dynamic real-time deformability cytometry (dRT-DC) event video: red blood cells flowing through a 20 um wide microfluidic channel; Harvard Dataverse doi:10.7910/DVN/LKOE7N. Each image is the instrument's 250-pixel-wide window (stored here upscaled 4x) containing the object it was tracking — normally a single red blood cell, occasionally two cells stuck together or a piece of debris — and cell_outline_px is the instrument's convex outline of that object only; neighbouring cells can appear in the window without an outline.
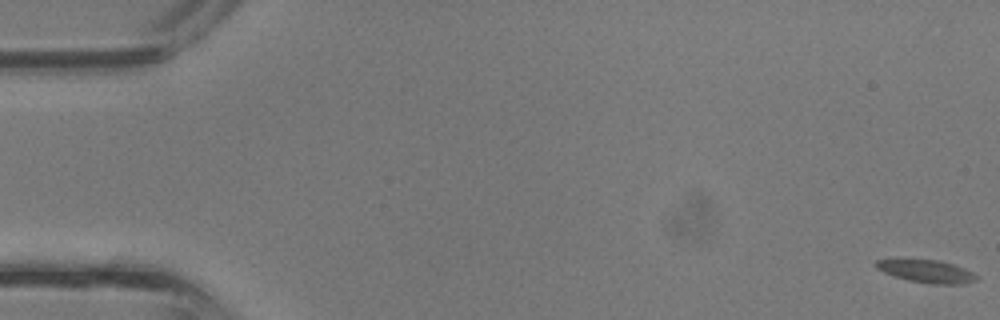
{"species": "common noctule bat (a hibernating species)", "species_latin": "Nyctalus noctula", "temperature_condition": "room temperature", "stored_images_in_passage": 40, "camera_frame_rate_fps": 3000, "um_per_image_px": 0.085, "animal": {"sex": "male", "body_mass_g": 13.3}, "frame": {"image": 1, "passage_image": 1, "time_ms": 0.0, "image_size_px": [1000, 320], "cell_outline_px": [[976, 280], [964, 284], [932, 284], [908, 280], [884, 272], [876, 268], [876, 260], [940, 260], [964, 268], [972, 272], [976, 276]], "centroid_in_image_um": [78.79, 23.07], "position_along_channel_um": 6.2, "area_um2": 12.95}}
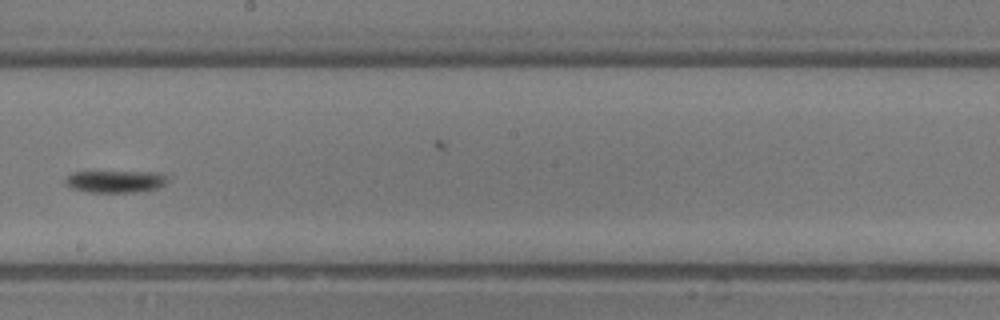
{"frame": {"image": 2, "passage_image": 23, "time_ms": 7.333, "image_size_px": [1000, 320], "cell_outline_px": [[168, 180], [160, 188], [136, 192], [88, 192], [72, 188], [64, 184], [64, 180], [72, 172], [152, 172], [164, 176]], "centroid_in_image_um": [9.77, 15.43], "position_along_channel_um": 238.4, "area_um2": 13.06}}
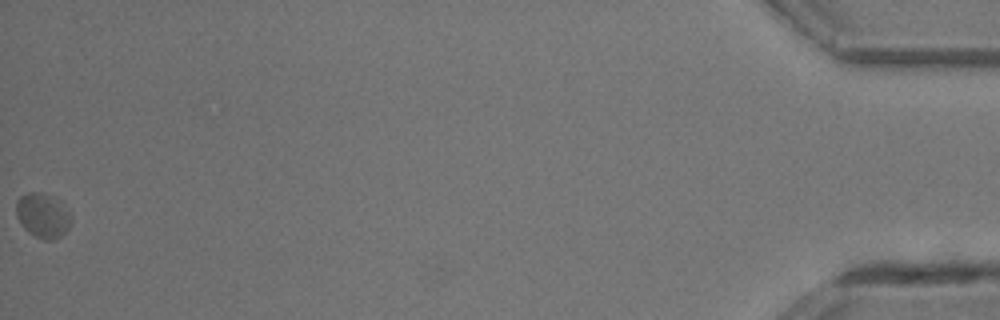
{"frame": {"image": 3, "passage_image": 40, "time_ms": 13.0, "image_size_px": [1000, 320], "cell_outline_px": [[72, 224], [60, 236], [52, 240], [44, 240], [28, 232], [24, 228], [16, 216], [16, 200], [20, 196], [28, 192], [44, 192], [60, 200], [72, 216]], "centroid_in_image_um": [3.65, 18.29], "position_along_channel_um": 431.6, "area_um2": 14.51}}